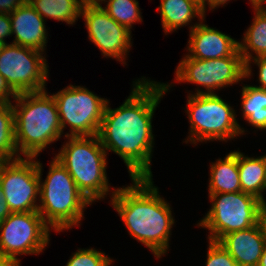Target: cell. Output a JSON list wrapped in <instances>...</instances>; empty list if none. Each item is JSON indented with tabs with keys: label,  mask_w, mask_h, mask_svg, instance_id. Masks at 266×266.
I'll return each mask as SVG.
<instances>
[{
	"label": "cell",
	"mask_w": 266,
	"mask_h": 266,
	"mask_svg": "<svg viewBox=\"0 0 266 266\" xmlns=\"http://www.w3.org/2000/svg\"><path fill=\"white\" fill-rule=\"evenodd\" d=\"M105 0H81L83 6H101Z\"/></svg>",
	"instance_id": "cell-34"
},
{
	"label": "cell",
	"mask_w": 266,
	"mask_h": 266,
	"mask_svg": "<svg viewBox=\"0 0 266 266\" xmlns=\"http://www.w3.org/2000/svg\"><path fill=\"white\" fill-rule=\"evenodd\" d=\"M237 164L241 191L256 196L265 203L263 192L266 191V154L248 157L237 150Z\"/></svg>",
	"instance_id": "cell-18"
},
{
	"label": "cell",
	"mask_w": 266,
	"mask_h": 266,
	"mask_svg": "<svg viewBox=\"0 0 266 266\" xmlns=\"http://www.w3.org/2000/svg\"><path fill=\"white\" fill-rule=\"evenodd\" d=\"M67 261L66 266H110L114 259L105 255V252L94 248L78 249Z\"/></svg>",
	"instance_id": "cell-25"
},
{
	"label": "cell",
	"mask_w": 266,
	"mask_h": 266,
	"mask_svg": "<svg viewBox=\"0 0 266 266\" xmlns=\"http://www.w3.org/2000/svg\"><path fill=\"white\" fill-rule=\"evenodd\" d=\"M16 97L17 94L10 88L7 81L0 73V100L12 102V98L14 101Z\"/></svg>",
	"instance_id": "cell-29"
},
{
	"label": "cell",
	"mask_w": 266,
	"mask_h": 266,
	"mask_svg": "<svg viewBox=\"0 0 266 266\" xmlns=\"http://www.w3.org/2000/svg\"><path fill=\"white\" fill-rule=\"evenodd\" d=\"M132 184L117 187L110 204L118 212L128 234L144 244L156 259L168 254L175 224L172 208L159 194L153 178H131Z\"/></svg>",
	"instance_id": "cell-2"
},
{
	"label": "cell",
	"mask_w": 266,
	"mask_h": 266,
	"mask_svg": "<svg viewBox=\"0 0 266 266\" xmlns=\"http://www.w3.org/2000/svg\"><path fill=\"white\" fill-rule=\"evenodd\" d=\"M189 26V40L187 56L191 58L208 60L224 58L233 55L239 49L237 40L225 33L209 27L205 19L197 20Z\"/></svg>",
	"instance_id": "cell-14"
},
{
	"label": "cell",
	"mask_w": 266,
	"mask_h": 266,
	"mask_svg": "<svg viewBox=\"0 0 266 266\" xmlns=\"http://www.w3.org/2000/svg\"><path fill=\"white\" fill-rule=\"evenodd\" d=\"M14 102L17 151L21 157H38L64 134L54 97L45 89L18 94Z\"/></svg>",
	"instance_id": "cell-3"
},
{
	"label": "cell",
	"mask_w": 266,
	"mask_h": 266,
	"mask_svg": "<svg viewBox=\"0 0 266 266\" xmlns=\"http://www.w3.org/2000/svg\"><path fill=\"white\" fill-rule=\"evenodd\" d=\"M13 102L0 100V159H19L14 130Z\"/></svg>",
	"instance_id": "cell-23"
},
{
	"label": "cell",
	"mask_w": 266,
	"mask_h": 266,
	"mask_svg": "<svg viewBox=\"0 0 266 266\" xmlns=\"http://www.w3.org/2000/svg\"><path fill=\"white\" fill-rule=\"evenodd\" d=\"M205 266H238L234 258L217 241L208 240Z\"/></svg>",
	"instance_id": "cell-26"
},
{
	"label": "cell",
	"mask_w": 266,
	"mask_h": 266,
	"mask_svg": "<svg viewBox=\"0 0 266 266\" xmlns=\"http://www.w3.org/2000/svg\"><path fill=\"white\" fill-rule=\"evenodd\" d=\"M27 0H0V13L11 14Z\"/></svg>",
	"instance_id": "cell-30"
},
{
	"label": "cell",
	"mask_w": 266,
	"mask_h": 266,
	"mask_svg": "<svg viewBox=\"0 0 266 266\" xmlns=\"http://www.w3.org/2000/svg\"><path fill=\"white\" fill-rule=\"evenodd\" d=\"M241 115L252 127L266 130V89L243 85L241 89Z\"/></svg>",
	"instance_id": "cell-21"
},
{
	"label": "cell",
	"mask_w": 266,
	"mask_h": 266,
	"mask_svg": "<svg viewBox=\"0 0 266 266\" xmlns=\"http://www.w3.org/2000/svg\"><path fill=\"white\" fill-rule=\"evenodd\" d=\"M209 176L208 194L240 192L237 151H230L223 159L212 162Z\"/></svg>",
	"instance_id": "cell-19"
},
{
	"label": "cell",
	"mask_w": 266,
	"mask_h": 266,
	"mask_svg": "<svg viewBox=\"0 0 266 266\" xmlns=\"http://www.w3.org/2000/svg\"><path fill=\"white\" fill-rule=\"evenodd\" d=\"M184 110L190 122L186 144L227 142L246 132L237 122L236 111L216 93L188 94Z\"/></svg>",
	"instance_id": "cell-6"
},
{
	"label": "cell",
	"mask_w": 266,
	"mask_h": 266,
	"mask_svg": "<svg viewBox=\"0 0 266 266\" xmlns=\"http://www.w3.org/2000/svg\"><path fill=\"white\" fill-rule=\"evenodd\" d=\"M0 185L11 213L38 211L40 177L37 157L2 161Z\"/></svg>",
	"instance_id": "cell-12"
},
{
	"label": "cell",
	"mask_w": 266,
	"mask_h": 266,
	"mask_svg": "<svg viewBox=\"0 0 266 266\" xmlns=\"http://www.w3.org/2000/svg\"><path fill=\"white\" fill-rule=\"evenodd\" d=\"M218 243L234 258L238 266H258L266 245L261 220L254 226L224 235Z\"/></svg>",
	"instance_id": "cell-15"
},
{
	"label": "cell",
	"mask_w": 266,
	"mask_h": 266,
	"mask_svg": "<svg viewBox=\"0 0 266 266\" xmlns=\"http://www.w3.org/2000/svg\"><path fill=\"white\" fill-rule=\"evenodd\" d=\"M46 55L36 49L6 43L0 53V73L18 95L47 89Z\"/></svg>",
	"instance_id": "cell-10"
},
{
	"label": "cell",
	"mask_w": 266,
	"mask_h": 266,
	"mask_svg": "<svg viewBox=\"0 0 266 266\" xmlns=\"http://www.w3.org/2000/svg\"><path fill=\"white\" fill-rule=\"evenodd\" d=\"M102 8L117 23L131 31L133 24L142 23V14L137 0H105Z\"/></svg>",
	"instance_id": "cell-24"
},
{
	"label": "cell",
	"mask_w": 266,
	"mask_h": 266,
	"mask_svg": "<svg viewBox=\"0 0 266 266\" xmlns=\"http://www.w3.org/2000/svg\"><path fill=\"white\" fill-rule=\"evenodd\" d=\"M251 63L256 64L259 67L258 68L259 73H258L257 80L260 84L259 86L257 85H254V86L266 89V56H260V57L254 58L245 64V78H246L245 80L253 76L252 67L250 65Z\"/></svg>",
	"instance_id": "cell-27"
},
{
	"label": "cell",
	"mask_w": 266,
	"mask_h": 266,
	"mask_svg": "<svg viewBox=\"0 0 266 266\" xmlns=\"http://www.w3.org/2000/svg\"><path fill=\"white\" fill-rule=\"evenodd\" d=\"M261 222L266 232V202L263 203L262 208H261Z\"/></svg>",
	"instance_id": "cell-35"
},
{
	"label": "cell",
	"mask_w": 266,
	"mask_h": 266,
	"mask_svg": "<svg viewBox=\"0 0 266 266\" xmlns=\"http://www.w3.org/2000/svg\"><path fill=\"white\" fill-rule=\"evenodd\" d=\"M211 208L196 226L209 231L208 240L219 241L231 232L245 230L261 220L263 202L245 192L209 194Z\"/></svg>",
	"instance_id": "cell-7"
},
{
	"label": "cell",
	"mask_w": 266,
	"mask_h": 266,
	"mask_svg": "<svg viewBox=\"0 0 266 266\" xmlns=\"http://www.w3.org/2000/svg\"><path fill=\"white\" fill-rule=\"evenodd\" d=\"M10 15L14 44L46 52L48 31L45 20L26 2Z\"/></svg>",
	"instance_id": "cell-16"
},
{
	"label": "cell",
	"mask_w": 266,
	"mask_h": 266,
	"mask_svg": "<svg viewBox=\"0 0 266 266\" xmlns=\"http://www.w3.org/2000/svg\"><path fill=\"white\" fill-rule=\"evenodd\" d=\"M55 159L60 162L71 175L78 189L94 203L110 198L117 187L110 190L106 167L107 152L103 148L98 135L68 136Z\"/></svg>",
	"instance_id": "cell-5"
},
{
	"label": "cell",
	"mask_w": 266,
	"mask_h": 266,
	"mask_svg": "<svg viewBox=\"0 0 266 266\" xmlns=\"http://www.w3.org/2000/svg\"><path fill=\"white\" fill-rule=\"evenodd\" d=\"M252 6H262L266 0H249Z\"/></svg>",
	"instance_id": "cell-37"
},
{
	"label": "cell",
	"mask_w": 266,
	"mask_h": 266,
	"mask_svg": "<svg viewBox=\"0 0 266 266\" xmlns=\"http://www.w3.org/2000/svg\"><path fill=\"white\" fill-rule=\"evenodd\" d=\"M37 167L40 177L38 212L44 222L59 233L81 225L84 209L92 203L78 189L67 169L53 158L42 181L43 166L39 160Z\"/></svg>",
	"instance_id": "cell-4"
},
{
	"label": "cell",
	"mask_w": 266,
	"mask_h": 266,
	"mask_svg": "<svg viewBox=\"0 0 266 266\" xmlns=\"http://www.w3.org/2000/svg\"><path fill=\"white\" fill-rule=\"evenodd\" d=\"M50 227L38 211L10 213L0 223V255H40L50 242Z\"/></svg>",
	"instance_id": "cell-11"
},
{
	"label": "cell",
	"mask_w": 266,
	"mask_h": 266,
	"mask_svg": "<svg viewBox=\"0 0 266 266\" xmlns=\"http://www.w3.org/2000/svg\"><path fill=\"white\" fill-rule=\"evenodd\" d=\"M57 105L61 129L70 127L68 136L98 135L108 99L84 86L70 84L52 95Z\"/></svg>",
	"instance_id": "cell-8"
},
{
	"label": "cell",
	"mask_w": 266,
	"mask_h": 266,
	"mask_svg": "<svg viewBox=\"0 0 266 266\" xmlns=\"http://www.w3.org/2000/svg\"><path fill=\"white\" fill-rule=\"evenodd\" d=\"M146 77L133 81L130 95L112 109L108 100L98 133L105 151L116 153L125 163L131 178H152L154 151L152 119L162 97L174 85Z\"/></svg>",
	"instance_id": "cell-1"
},
{
	"label": "cell",
	"mask_w": 266,
	"mask_h": 266,
	"mask_svg": "<svg viewBox=\"0 0 266 266\" xmlns=\"http://www.w3.org/2000/svg\"><path fill=\"white\" fill-rule=\"evenodd\" d=\"M27 2L45 21L48 18L65 22L67 25H75L78 18H81L83 7L81 0H27Z\"/></svg>",
	"instance_id": "cell-22"
},
{
	"label": "cell",
	"mask_w": 266,
	"mask_h": 266,
	"mask_svg": "<svg viewBox=\"0 0 266 266\" xmlns=\"http://www.w3.org/2000/svg\"><path fill=\"white\" fill-rule=\"evenodd\" d=\"M20 264L16 259L0 255V266H21Z\"/></svg>",
	"instance_id": "cell-33"
},
{
	"label": "cell",
	"mask_w": 266,
	"mask_h": 266,
	"mask_svg": "<svg viewBox=\"0 0 266 266\" xmlns=\"http://www.w3.org/2000/svg\"><path fill=\"white\" fill-rule=\"evenodd\" d=\"M258 266H266V245L264 247Z\"/></svg>",
	"instance_id": "cell-36"
},
{
	"label": "cell",
	"mask_w": 266,
	"mask_h": 266,
	"mask_svg": "<svg viewBox=\"0 0 266 266\" xmlns=\"http://www.w3.org/2000/svg\"><path fill=\"white\" fill-rule=\"evenodd\" d=\"M252 8V24L247 28L242 41H238L239 52L245 64L254 58L266 56V10L262 6Z\"/></svg>",
	"instance_id": "cell-20"
},
{
	"label": "cell",
	"mask_w": 266,
	"mask_h": 266,
	"mask_svg": "<svg viewBox=\"0 0 266 266\" xmlns=\"http://www.w3.org/2000/svg\"><path fill=\"white\" fill-rule=\"evenodd\" d=\"M266 2L262 5V7L266 10Z\"/></svg>",
	"instance_id": "cell-39"
},
{
	"label": "cell",
	"mask_w": 266,
	"mask_h": 266,
	"mask_svg": "<svg viewBox=\"0 0 266 266\" xmlns=\"http://www.w3.org/2000/svg\"><path fill=\"white\" fill-rule=\"evenodd\" d=\"M12 36V26L10 15L6 13H0V41H3L5 44L6 38Z\"/></svg>",
	"instance_id": "cell-28"
},
{
	"label": "cell",
	"mask_w": 266,
	"mask_h": 266,
	"mask_svg": "<svg viewBox=\"0 0 266 266\" xmlns=\"http://www.w3.org/2000/svg\"><path fill=\"white\" fill-rule=\"evenodd\" d=\"M230 2V0H200V7L202 9L203 14L206 16V7L208 5L210 10L219 8L221 6H224L225 4H228Z\"/></svg>",
	"instance_id": "cell-31"
},
{
	"label": "cell",
	"mask_w": 266,
	"mask_h": 266,
	"mask_svg": "<svg viewBox=\"0 0 266 266\" xmlns=\"http://www.w3.org/2000/svg\"><path fill=\"white\" fill-rule=\"evenodd\" d=\"M10 213L11 211L6 204V200L3 195V189L0 185V223L4 221L10 215Z\"/></svg>",
	"instance_id": "cell-32"
},
{
	"label": "cell",
	"mask_w": 266,
	"mask_h": 266,
	"mask_svg": "<svg viewBox=\"0 0 266 266\" xmlns=\"http://www.w3.org/2000/svg\"><path fill=\"white\" fill-rule=\"evenodd\" d=\"M245 78V63L239 49L231 56L217 59L201 60L185 55L175 70L174 83L198 85L195 93L212 94L228 86L240 83ZM205 90L199 89L200 87Z\"/></svg>",
	"instance_id": "cell-9"
},
{
	"label": "cell",
	"mask_w": 266,
	"mask_h": 266,
	"mask_svg": "<svg viewBox=\"0 0 266 266\" xmlns=\"http://www.w3.org/2000/svg\"><path fill=\"white\" fill-rule=\"evenodd\" d=\"M157 11L161 14V25L166 35L190 25L195 17L205 19L198 0H160Z\"/></svg>",
	"instance_id": "cell-17"
},
{
	"label": "cell",
	"mask_w": 266,
	"mask_h": 266,
	"mask_svg": "<svg viewBox=\"0 0 266 266\" xmlns=\"http://www.w3.org/2000/svg\"><path fill=\"white\" fill-rule=\"evenodd\" d=\"M84 18L88 39L101 51L103 58H113L126 64V58L132 47V31L117 23L101 6H83L81 18Z\"/></svg>",
	"instance_id": "cell-13"
},
{
	"label": "cell",
	"mask_w": 266,
	"mask_h": 266,
	"mask_svg": "<svg viewBox=\"0 0 266 266\" xmlns=\"http://www.w3.org/2000/svg\"><path fill=\"white\" fill-rule=\"evenodd\" d=\"M6 44L3 42V41H0V53L3 49V47L5 46Z\"/></svg>",
	"instance_id": "cell-38"
}]
</instances>
